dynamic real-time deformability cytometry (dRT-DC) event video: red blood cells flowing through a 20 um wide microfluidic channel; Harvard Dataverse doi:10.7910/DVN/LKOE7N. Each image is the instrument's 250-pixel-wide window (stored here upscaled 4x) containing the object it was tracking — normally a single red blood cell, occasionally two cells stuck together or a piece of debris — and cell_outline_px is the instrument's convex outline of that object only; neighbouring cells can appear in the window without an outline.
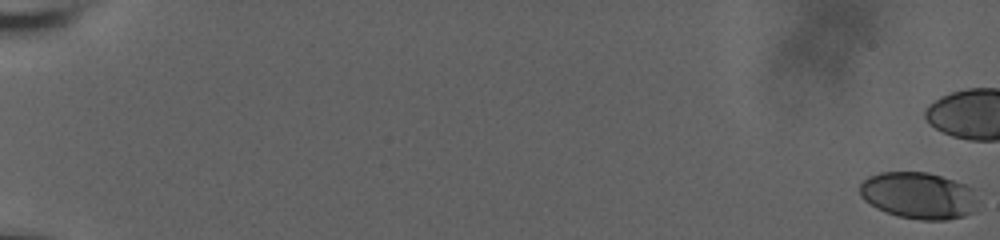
{"species": "human", "species_latin": "Homo sapiens", "temperature_condition": "room temperature", "stored_images_in_passage": 51, "camera_frame_rate_fps": 3000, "um_per_image_px": 0.085, "donor": {"sex": "male"}, "frame": {"image": 1, "passage_image": 1, "time_ms": 0.0, "image_size_px": [1000, 240], "cell_outline_px": [[980, 200], [976, 212], [964, 216], [948, 220], [920, 220], [900, 216], [876, 208], [864, 200], [860, 196], [860, 184], [868, 176], [880, 172], [928, 172], [964, 184], [972, 188]], "centroid_in_image_um": [78.13, 16.63], "position_along_channel_um": 6.9, "area_um2": 32.48}}
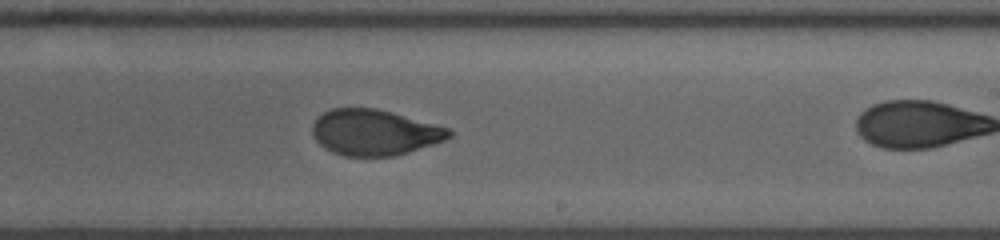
{"frame": {"image": 2, "passage_image": 40, "time_ms": 13.0, "image_size_px": [1000, 240], "cell_outline_px": [[452, 136], [444, 140], [396, 156], [344, 156], [332, 152], [324, 148], [312, 136], [312, 124], [324, 112], [332, 108], [376, 108], [392, 112], [448, 128], [452, 132]], "centroid_in_image_um": [31.8, 11.26], "position_along_channel_um": 257.2, "area_um2": 36.3}}
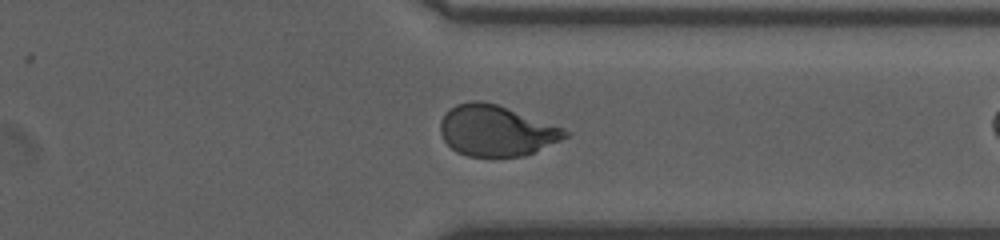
{"frame": {"image": 3, "passage_image": 49, "time_ms": 16.0, "image_size_px": [1000, 240], "cell_outline_px": [[572, 132], [568, 136], [560, 140], [524, 156], [468, 156], [456, 152], [444, 140], [440, 132], [440, 120], [448, 108], [456, 104], [472, 100], [480, 100], [496, 104], [564, 128]], "centroid_in_image_um": [42.15, 11.1], "position_along_channel_um": 369.3, "area_um2": 36.82}}